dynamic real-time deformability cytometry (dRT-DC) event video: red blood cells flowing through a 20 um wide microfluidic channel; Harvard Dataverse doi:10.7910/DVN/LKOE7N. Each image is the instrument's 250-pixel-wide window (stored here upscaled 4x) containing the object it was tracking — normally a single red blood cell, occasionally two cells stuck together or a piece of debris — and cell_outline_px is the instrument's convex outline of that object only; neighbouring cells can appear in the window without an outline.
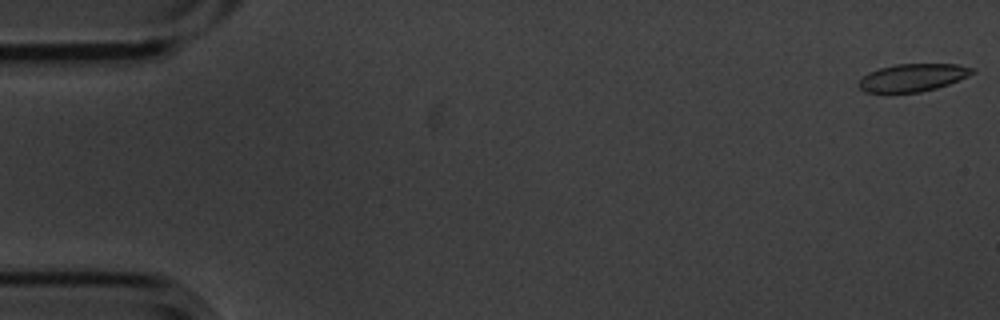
{"species": "common noctule bat (a hibernating species)", "species_latin": "Nyctalus noctula", "temperature_condition": "cold", "stored_images_in_passage": 6, "camera_frame_rate_fps": 3000, "um_per_image_px": 0.085, "animal": {"sex": "male", "body_mass_g": 20.1, "forearm_length_mm": 53.5}, "frame": {"image": 1, "passage_image": 6, "time_ms": 1.667, "image_size_px": [1000, 320], "cell_outline_px": [[976, 72], [968, 76], [948, 84], [936, 88], [920, 92], [864, 92], [856, 84], [868, 72], [880, 68], [896, 64], [956, 64], [976, 68]], "centroid_in_image_um": [77.6, 6.59], "position_along_channel_um": 7.4, "area_um2": 18.26}}